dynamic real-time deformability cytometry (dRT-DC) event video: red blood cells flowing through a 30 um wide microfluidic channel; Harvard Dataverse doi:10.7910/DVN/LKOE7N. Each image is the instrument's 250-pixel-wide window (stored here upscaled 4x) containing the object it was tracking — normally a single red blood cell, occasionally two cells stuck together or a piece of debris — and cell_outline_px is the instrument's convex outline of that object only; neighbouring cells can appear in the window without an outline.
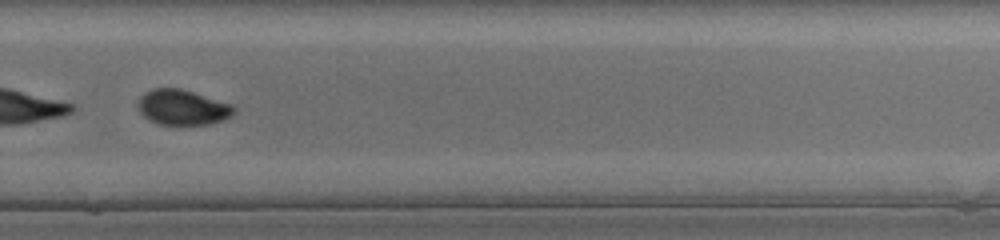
{"species": "common noctule bat (a hibernating species)", "species_latin": "Nyctalus noctula", "temperature_condition": "cold", "stored_images_in_passage": 44, "camera_frame_rate_fps": 3000, "um_per_image_px": 0.085, "animal": {"sex": "female", "body_mass_g": 17.0, "forearm_length_mm": 48.0}, "frame": {"image": 1, "passage_image": 32, "time_ms": 10.333, "image_size_px": [1000, 240], "cell_outline_px": [[236, 112], [220, 120], [208, 124], [156, 124], [148, 120], [136, 108], [136, 104], [140, 96], [144, 92], [152, 88], [180, 88], [228, 104], [236, 108]], "centroid_in_image_um": [15.4, 9.12], "position_along_channel_um": 314.4, "area_um2": 19.48}}